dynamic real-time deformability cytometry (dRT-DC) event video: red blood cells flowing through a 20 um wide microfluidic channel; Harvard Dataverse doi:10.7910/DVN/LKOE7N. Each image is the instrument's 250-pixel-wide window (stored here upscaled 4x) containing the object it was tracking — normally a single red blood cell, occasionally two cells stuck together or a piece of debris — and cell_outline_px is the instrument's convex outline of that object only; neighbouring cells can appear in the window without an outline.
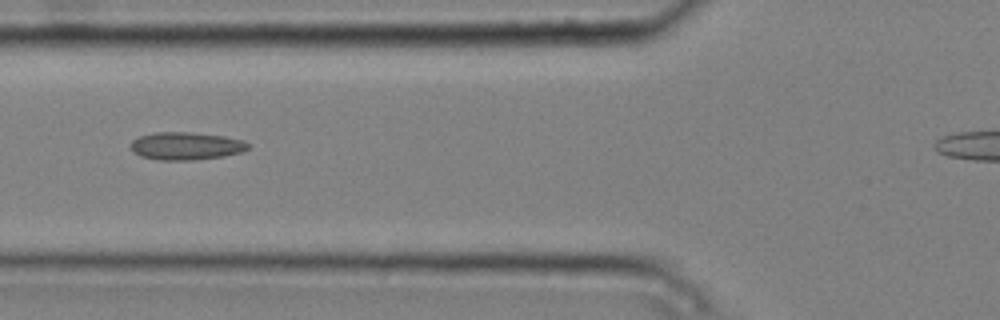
{"species": "common noctule bat (a hibernating species)", "species_latin": "Nyctalus noctula", "temperature_condition": "cold", "stored_images_in_passage": 4, "camera_frame_rate_fps": 3000, "um_per_image_px": 0.085, "animal": {"sex": "male", "body_mass_g": 20.4}, "frame": {"image": 1, "passage_image": 2, "time_ms": 0.333, "image_size_px": [1000, 320], "cell_outline_px": [[248, 148], [244, 152], [224, 156], [196, 160], [160, 160], [140, 156], [132, 152], [132, 140], [140, 136], [156, 132], [192, 132], [224, 136], [244, 140], [248, 144]], "centroid_in_image_um": [15.83, 12.41], "position_along_channel_um": 110.0, "area_um2": 19.07}}
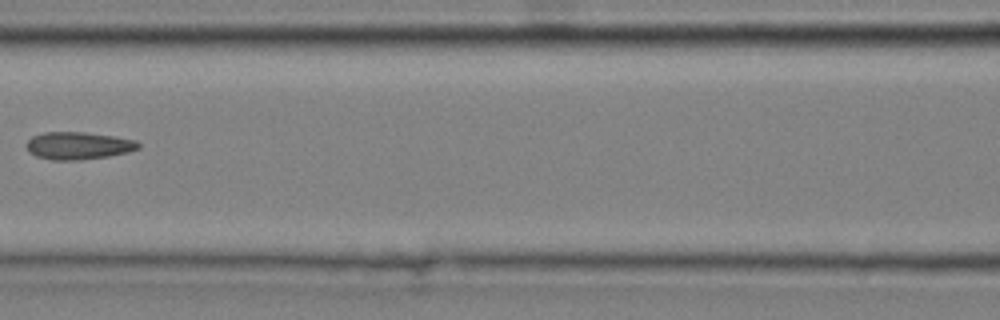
{"frame": {"image": 2, "passage_image": 3, "time_ms": 0.667, "image_size_px": [1000, 320], "cell_outline_px": [[140, 148], [128, 152], [108, 156], [80, 160], [52, 160], [36, 156], [24, 144], [32, 136], [44, 132], [84, 132], [112, 136], [136, 140], [140, 144]], "centroid_in_image_um": [6.66, 12.38], "position_along_channel_um": 159.9, "area_um2": 17.86}}
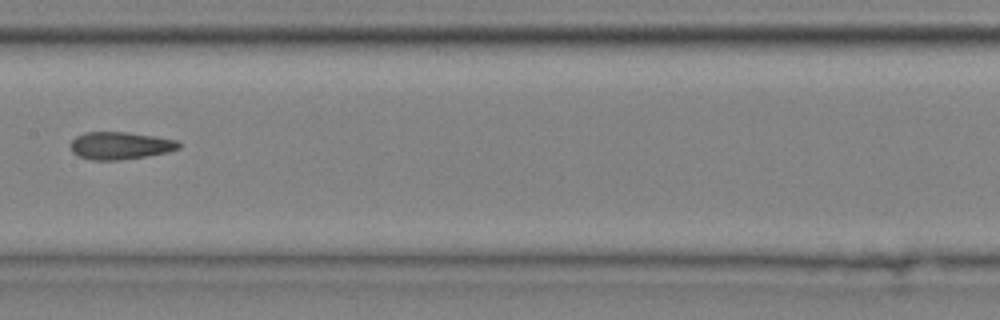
{"frame": {"image": 3, "passage_image": 4, "time_ms": 1.0, "image_size_px": [1000, 320], "cell_outline_px": [[180, 148], [168, 152], [148, 156], [120, 160], [92, 160], [80, 156], [72, 152], [68, 144], [76, 136], [84, 132], [128, 132], [176, 140], [180, 144]], "centroid_in_image_um": [10.18, 12.38], "position_along_channel_um": 197.2, "area_um2": 17.4}}